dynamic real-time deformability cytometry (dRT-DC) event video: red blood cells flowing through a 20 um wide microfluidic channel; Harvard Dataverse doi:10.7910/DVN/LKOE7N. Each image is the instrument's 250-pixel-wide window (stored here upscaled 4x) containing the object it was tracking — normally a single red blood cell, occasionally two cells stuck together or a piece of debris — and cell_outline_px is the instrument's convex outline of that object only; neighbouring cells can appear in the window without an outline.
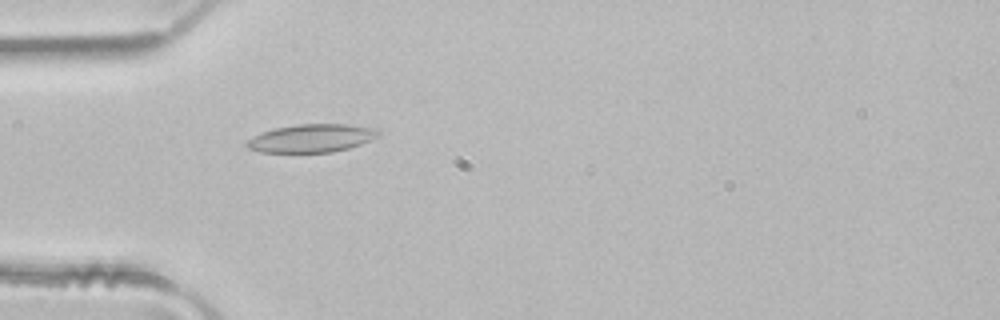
{"species": "common noctule bat (a hibernating species)", "species_latin": "Nyctalus noctula", "temperature_condition": "room temperature", "stored_images_in_passage": 44, "camera_frame_rate_fps": 3000, "um_per_image_px": 0.085, "animal": {"sex": "male", "body_mass_g": 21.5, "forearm_length_mm": 52.0}, "frame": {"image": 1, "passage_image": 10, "time_ms": 3.0, "image_size_px": [1000, 320], "cell_outline_px": [[380, 132], [376, 136], [360, 144], [348, 148], [332, 152], [260, 152], [248, 148], [244, 144], [252, 136], [276, 128], [296, 124], [348, 124], [380, 128]], "centroid_in_image_um": [26.48, 11.74], "position_along_channel_um": 58.5, "area_um2": 21.44}}
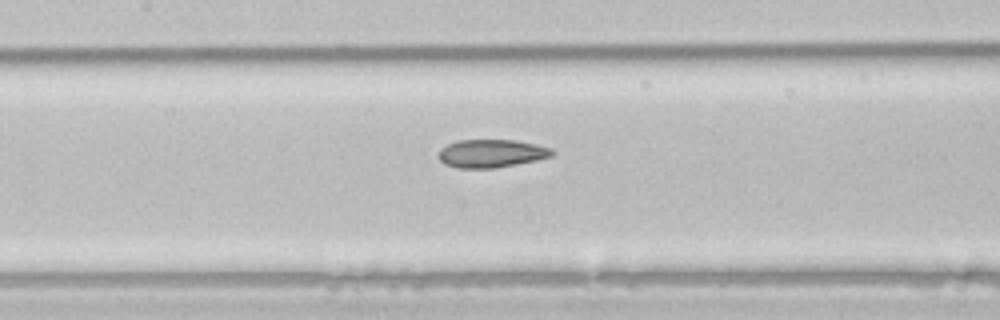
{"frame": {"image": 2, "passage_image": 18, "time_ms": 5.667, "image_size_px": [1000, 320], "cell_outline_px": [[556, 152], [552, 156], [536, 160], [496, 168], [456, 168], [444, 164], [436, 156], [440, 148], [456, 140], [516, 140], [536, 144], [552, 148]], "centroid_in_image_um": [41.74, 13.04], "position_along_channel_um": 165.7, "area_um2": 18.84}}
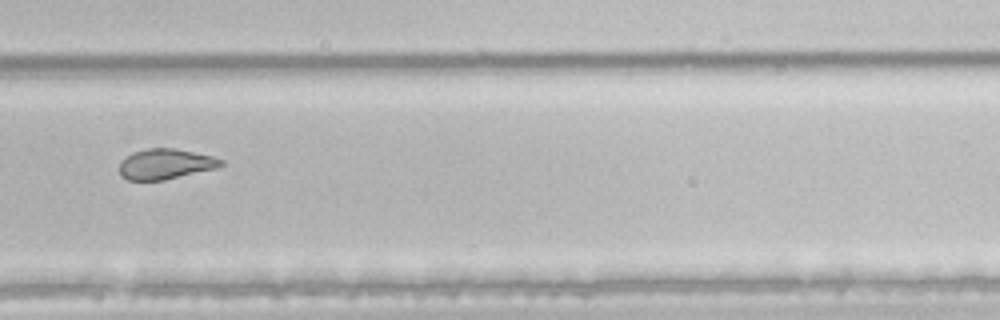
{"frame": {"image": 3, "passage_image": 29, "time_ms": 9.333, "image_size_px": [1000, 320], "cell_outline_px": [[224, 164], [216, 168], [164, 180], [128, 180], [120, 176], [120, 160], [132, 152], [148, 148], [172, 148], [212, 156], [224, 160]], "centroid_in_image_um": [14.03, 13.94], "position_along_channel_um": 315.8, "area_um2": 17.92}, "authors_computed_cell_mechanics": {"area_um2": 20.4034, "velocity_mm_per_s": 4.1205, "shape_relaxation_time_tau1_ms": 6.8245, "shape_relaxation_time_tau2_ms": 1.9609, "deformation_change_tau1": 0.1713, "deformation_change_tau2": 0.0926}}